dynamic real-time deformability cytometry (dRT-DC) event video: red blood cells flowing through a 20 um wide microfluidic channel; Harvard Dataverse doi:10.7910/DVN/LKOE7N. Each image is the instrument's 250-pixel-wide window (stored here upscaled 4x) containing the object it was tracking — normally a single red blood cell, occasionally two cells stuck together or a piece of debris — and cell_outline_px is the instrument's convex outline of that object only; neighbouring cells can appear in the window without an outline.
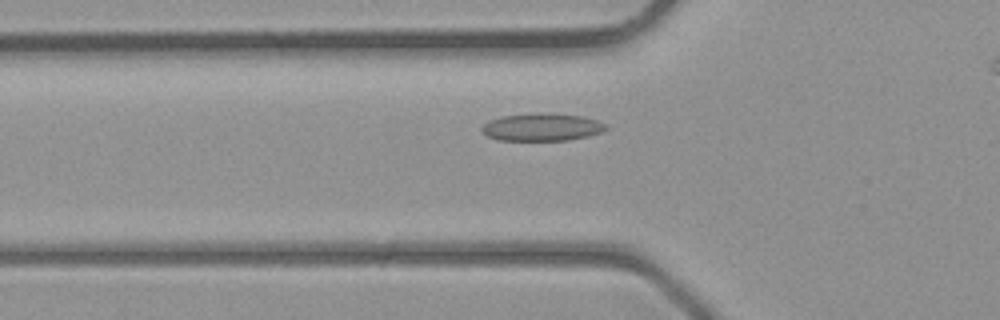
{"species": "common noctule bat (a hibernating species)", "species_latin": "Nyctalus noctula", "temperature_condition": "room temperature", "stored_images_in_passage": 5, "camera_frame_rate_fps": 3000, "um_per_image_px": 0.085, "animal": {"sex": "male", "body_mass_g": 23.1, "forearm_length_mm": 52.7}, "frame": {"image": 1, "passage_image": 5, "time_ms": 4.667, "image_size_px": [1000, 320], "cell_outline_px": [[608, 128], [600, 132], [588, 136], [568, 140], [500, 140], [488, 136], [480, 132], [480, 128], [488, 120], [500, 116], [536, 112], [540, 112], [584, 116], [608, 124]], "centroid_in_image_um": [46.04, 10.79], "position_along_channel_um": 79.8, "area_um2": 20.23}}